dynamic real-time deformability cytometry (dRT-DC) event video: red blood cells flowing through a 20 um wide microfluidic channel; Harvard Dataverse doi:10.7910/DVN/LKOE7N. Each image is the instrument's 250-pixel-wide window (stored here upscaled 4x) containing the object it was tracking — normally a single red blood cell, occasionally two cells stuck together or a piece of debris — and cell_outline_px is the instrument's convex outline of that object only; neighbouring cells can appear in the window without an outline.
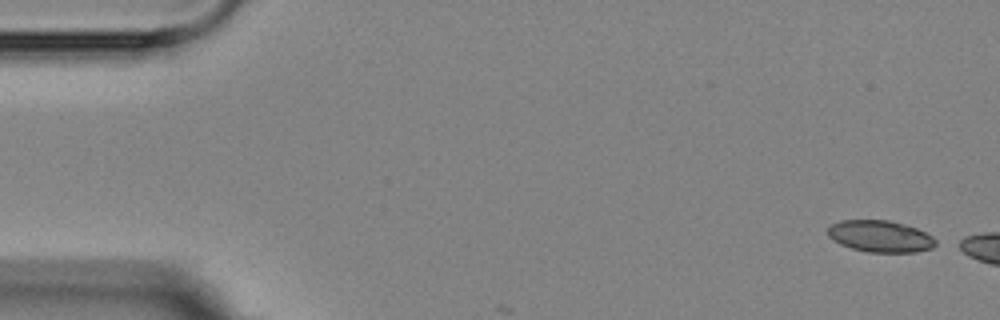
{"species": "Egyptian fruit bat (a non-hibernating species)", "species_latin": "Rousettus aegyptiacus", "temperature_condition": "room temperature", "stored_images_in_passage": 3, "camera_frame_rate_fps": 3000, "um_per_image_px": 0.085, "animal": {"sex": "female"}, "frame": {"image": 1, "passage_image": 1, "time_ms": 0.0, "image_size_px": [1000, 320], "cell_outline_px": [[936, 244], [932, 248], [916, 252], [868, 252], [852, 248], [840, 244], [828, 236], [828, 228], [832, 224], [840, 220], [888, 220], [904, 224], [916, 228], [932, 236], [936, 240]], "centroid_in_image_um": [74.82, 20.08], "position_along_channel_um": 10.2, "area_um2": 19.83}}